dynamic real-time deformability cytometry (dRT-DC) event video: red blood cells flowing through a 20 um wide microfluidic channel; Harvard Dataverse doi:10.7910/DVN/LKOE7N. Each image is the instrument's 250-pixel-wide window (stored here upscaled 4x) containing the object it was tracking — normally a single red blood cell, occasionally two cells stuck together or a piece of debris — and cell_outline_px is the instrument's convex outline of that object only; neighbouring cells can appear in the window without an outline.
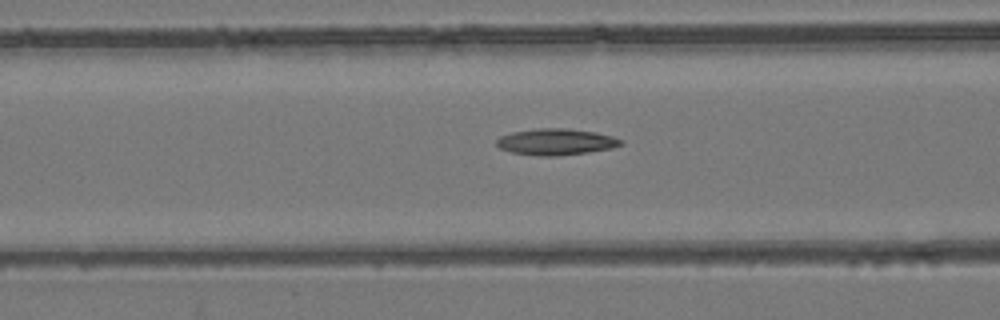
{"species": "common noctule bat (a hibernating species)", "species_latin": "Nyctalus noctula", "temperature_condition": "room temperature", "stored_images_in_passage": 53, "camera_frame_rate_fps": 3000, "um_per_image_px": 0.085, "animal": {"sex": "female", "body_mass_g": 24.6, "forearm_length_mm": 56.2}, "frame": {"image": 1, "passage_image": 22, "time_ms": 7.0, "image_size_px": [1000, 320], "cell_outline_px": [[624, 144], [612, 148], [588, 152], [556, 156], [536, 156], [512, 152], [500, 148], [496, 144], [496, 140], [500, 136], [512, 132], [536, 128], [568, 128], [596, 132], [612, 136], [624, 140]], "centroid_in_image_um": [47.27, 12.05], "position_along_channel_um": 119.3, "area_um2": 19.25}}
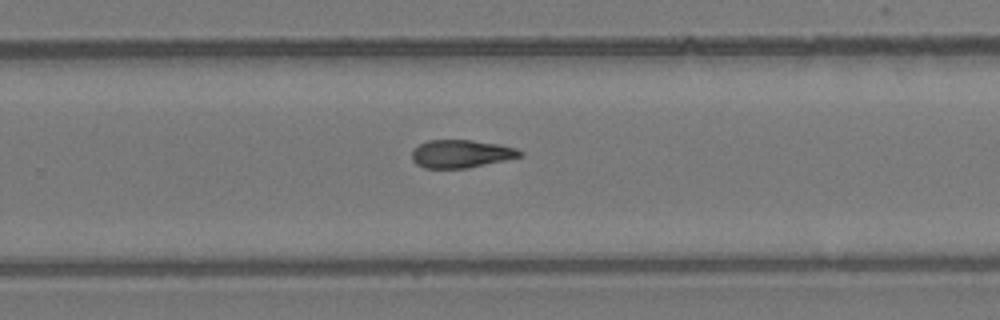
{"frame": {"image": 2, "passage_image": 35, "time_ms": 11.333, "image_size_px": [1000, 320], "cell_outline_px": [[524, 156], [468, 168], [424, 168], [416, 164], [412, 160], [412, 152], [420, 144], [428, 140], [472, 140], [500, 144], [516, 148], [524, 152]], "centroid_in_image_um": [39.23, 13.07], "position_along_channel_um": 290.6, "area_um2": 17.69}}
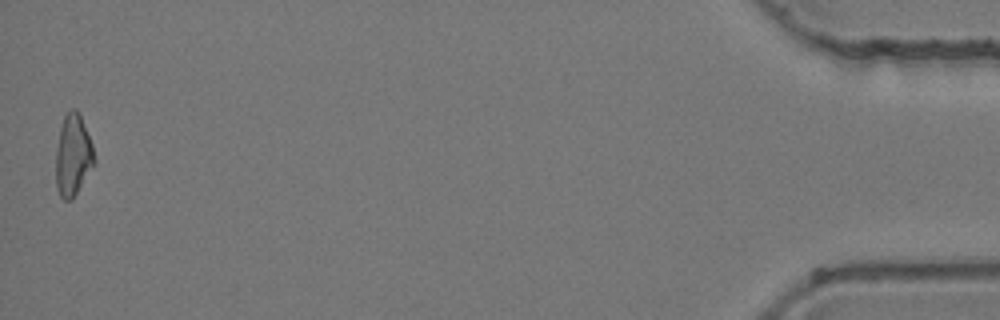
{"frame": {"image": 3, "passage_image": 53, "time_ms": 17.333, "image_size_px": [1000, 320], "cell_outline_px": [[96, 160], [92, 168], [72, 200], [64, 200], [60, 196], [56, 188], [56, 148], [60, 128], [64, 116], [72, 108], [76, 108], [80, 112], [92, 144]], "centroid_in_image_um": [6.21, 13.19], "position_along_channel_um": 429.0, "area_um2": 18.38}, "authors_computed_cell_mechanics": {"area_um2": 18.4382, "velocity_mm_per_s": 3.9618, "shape_relaxation_time_tau1_ms": null, "shape_relaxation_time_tau2_ms": 9.2235, "deformation_change_tau1": null, "deformation_change_tau2": 0.2014}}